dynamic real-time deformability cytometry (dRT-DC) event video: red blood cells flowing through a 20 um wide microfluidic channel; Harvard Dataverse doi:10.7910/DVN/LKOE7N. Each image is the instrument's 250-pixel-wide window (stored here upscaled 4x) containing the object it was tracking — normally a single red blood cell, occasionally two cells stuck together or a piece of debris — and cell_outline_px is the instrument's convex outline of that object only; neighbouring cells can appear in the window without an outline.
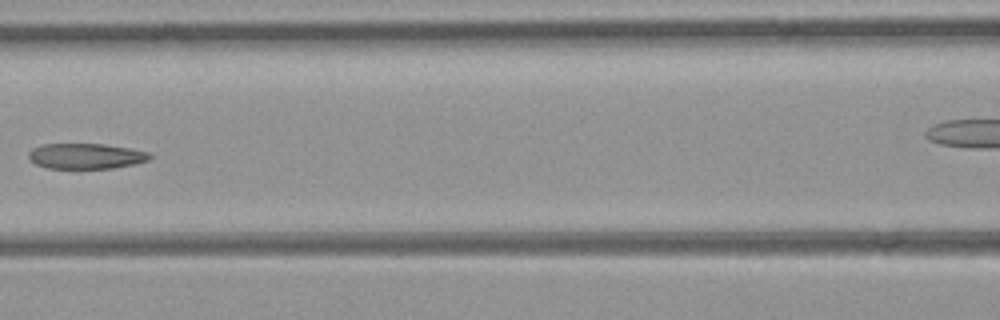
{"species": "common noctule bat (a hibernating species)", "species_latin": "Nyctalus noctula", "temperature_condition": "room temperature", "stored_images_in_passage": 8, "segment_of_instrument_passage": [1, 2], "camera_frame_rate_fps": 3000, "um_per_image_px": 0.085, "animal": {"sex": "female", "body_mass_g": 21.9}, "frame": {"image": 1, "passage_image": 7, "time_ms": 2.0, "image_size_px": [1000, 320], "cell_outline_px": [[152, 156], [148, 160], [132, 164], [112, 168], [48, 168], [36, 164], [28, 156], [28, 152], [32, 148], [44, 144], [104, 144], [128, 148], [148, 152]], "centroid_in_image_um": [7.28, 13.26], "position_along_channel_um": 159.3, "area_um2": 17.74}}